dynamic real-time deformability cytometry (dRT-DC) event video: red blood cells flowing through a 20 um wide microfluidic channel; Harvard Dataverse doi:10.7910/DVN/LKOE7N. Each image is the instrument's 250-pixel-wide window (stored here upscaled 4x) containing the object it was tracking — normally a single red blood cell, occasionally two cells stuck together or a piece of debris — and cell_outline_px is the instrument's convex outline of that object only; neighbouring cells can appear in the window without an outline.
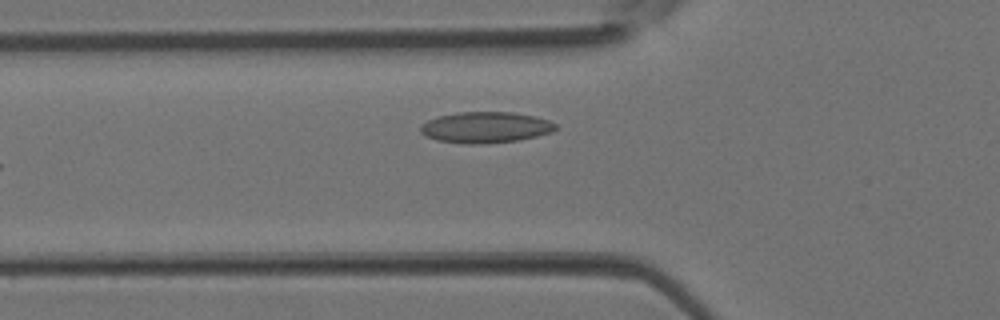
{"species": "Egyptian fruit bat (a non-hibernating species)", "species_latin": "Rousettus aegyptiacus", "temperature_condition": "room temperature", "stored_images_in_passage": 4, "camera_frame_rate_fps": 3000, "um_per_image_px": 0.085, "animal": {"sex": "female"}, "frame": {"image": 1, "passage_image": 4, "time_ms": 1.0, "image_size_px": [1000, 320], "cell_outline_px": [[556, 128], [552, 132], [536, 136], [516, 140], [484, 144], [464, 144], [436, 140], [424, 136], [420, 132], [420, 124], [428, 120], [440, 116], [460, 112], [512, 112], [532, 116], [548, 120], [556, 124]], "centroid_in_image_um": [41.22, 10.83], "position_along_channel_um": 84.6, "area_um2": 24.39}}